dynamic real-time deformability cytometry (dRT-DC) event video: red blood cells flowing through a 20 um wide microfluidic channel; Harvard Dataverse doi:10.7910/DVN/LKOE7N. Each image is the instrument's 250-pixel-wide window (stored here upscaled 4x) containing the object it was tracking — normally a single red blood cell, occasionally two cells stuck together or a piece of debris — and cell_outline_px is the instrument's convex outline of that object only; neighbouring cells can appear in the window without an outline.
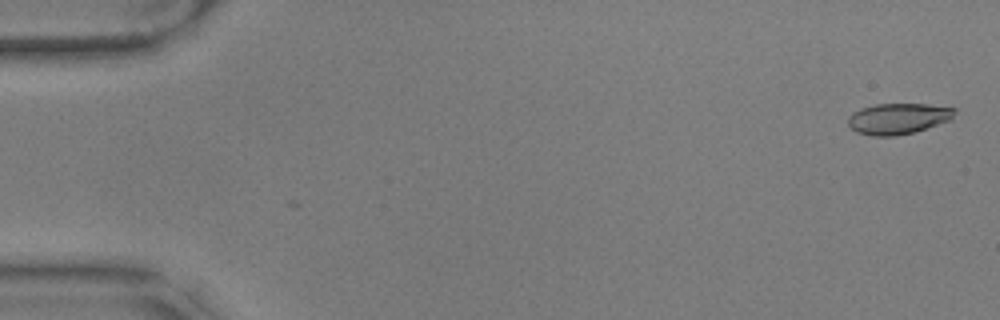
{"species": "common noctule bat (a hibernating species)", "species_latin": "Nyctalus noctula", "temperature_condition": "warm", "stored_images_in_passage": 4, "camera_frame_rate_fps": 3000, "um_per_image_px": 0.085, "animal": {"sex": "male", "body_mass_g": 17.9, "forearm_length_mm": 54.2}, "frame": {"image": 1, "passage_image": 2, "time_ms": 0.333, "image_size_px": [1000, 320], "cell_outline_px": [[956, 112], [952, 120], [916, 132], [896, 136], [872, 136], [856, 132], [848, 124], [848, 116], [852, 112], [860, 108], [876, 104], [928, 104], [956, 108]], "centroid_in_image_um": [76.36, 10.08], "position_along_channel_um": 8.6, "area_um2": 19.54}}